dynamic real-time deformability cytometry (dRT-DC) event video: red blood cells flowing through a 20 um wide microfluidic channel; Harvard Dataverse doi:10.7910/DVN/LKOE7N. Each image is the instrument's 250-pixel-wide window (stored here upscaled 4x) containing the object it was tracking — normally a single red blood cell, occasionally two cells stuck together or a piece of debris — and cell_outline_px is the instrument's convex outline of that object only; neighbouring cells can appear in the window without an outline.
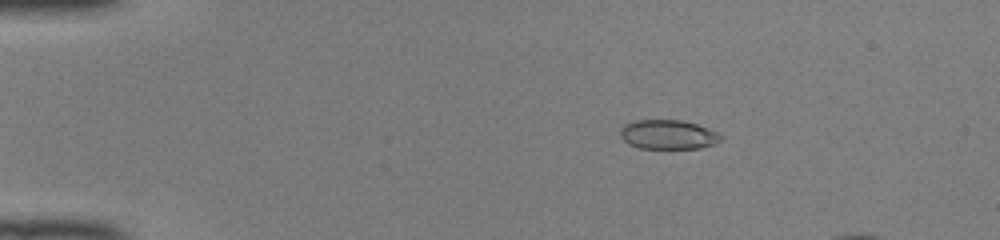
{"species": "common noctule bat (a hibernating species)", "species_latin": "Nyctalus noctula", "temperature_condition": "room temperature", "stored_images_in_passage": 16, "camera_frame_rate_fps": 3000, "um_per_image_px": 0.085, "animal": {"sex": "female", "body_mass_g": 22.0, "forearm_length_mm": 56.7}, "frame": {"image": 1, "passage_image": 10, "time_ms": 3.0, "image_size_px": [1000, 240], "cell_outline_px": [[724, 136], [716, 144], [700, 148], [640, 148], [628, 144], [620, 136], [620, 128], [624, 124], [636, 120], [684, 120], [696, 124], [716, 132]], "centroid_in_image_um": [56.78, 11.43], "position_along_channel_um": 28.2, "area_um2": 17.22}}